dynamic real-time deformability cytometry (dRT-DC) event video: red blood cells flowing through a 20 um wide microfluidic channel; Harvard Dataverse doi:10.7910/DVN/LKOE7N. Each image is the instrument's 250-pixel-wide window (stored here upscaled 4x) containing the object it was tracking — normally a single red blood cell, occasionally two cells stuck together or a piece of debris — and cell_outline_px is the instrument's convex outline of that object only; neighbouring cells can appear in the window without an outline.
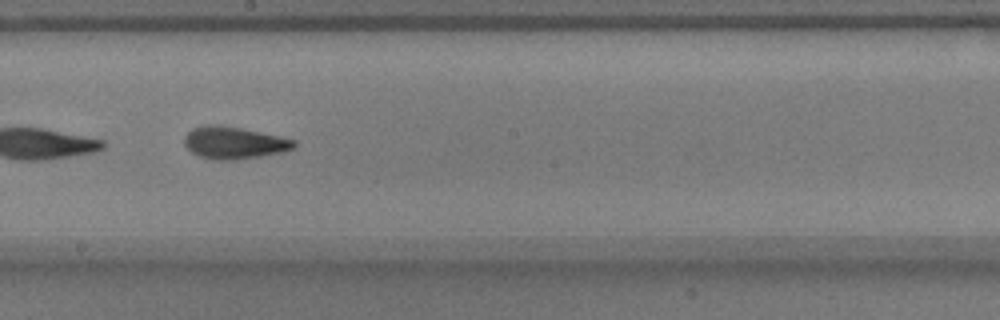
{"species": "common noctule bat (a hibernating species)", "species_latin": "Nyctalus noctula", "temperature_condition": "warm", "stored_images_in_passage": 19, "camera_frame_rate_fps": 3000, "um_per_image_px": 0.085, "animal": {"sex": "male", "body_mass_g": 17.9}, "frame": {"image": 1, "passage_image": 16, "time_ms": 5.0, "image_size_px": [1000, 320], "cell_outline_px": [[296, 144], [292, 148], [284, 152], [236, 160], [216, 160], [200, 156], [192, 152], [184, 144], [184, 136], [192, 128], [204, 124], [220, 124], [280, 136], [296, 140]], "centroid_in_image_um": [19.88, 12.12], "position_along_channel_um": 228.3, "area_um2": 20.63}}